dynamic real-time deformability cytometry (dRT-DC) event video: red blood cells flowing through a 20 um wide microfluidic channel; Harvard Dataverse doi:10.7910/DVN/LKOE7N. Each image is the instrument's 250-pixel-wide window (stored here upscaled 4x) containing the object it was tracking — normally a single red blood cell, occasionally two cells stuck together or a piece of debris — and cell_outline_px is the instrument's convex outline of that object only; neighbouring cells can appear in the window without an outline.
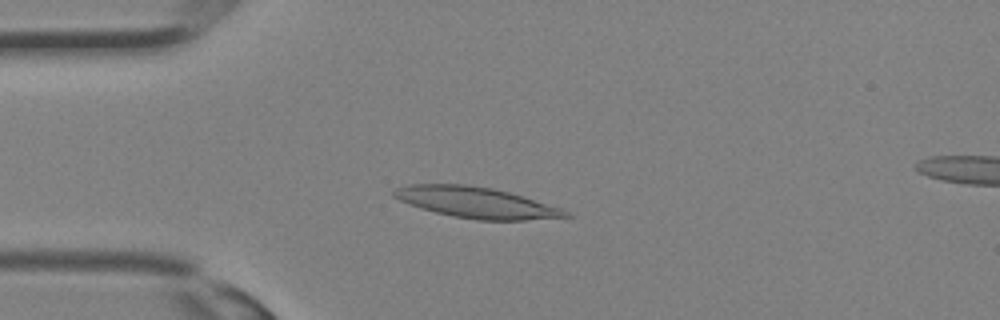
{"species": "Egyptian fruit bat (a non-hibernating species)", "species_latin": "Rousettus aegyptiacus", "temperature_condition": "room temperature", "stored_images_in_passage": 31, "camera_frame_rate_fps": 3000, "um_per_image_px": 0.085, "animal": {"sex": "female"}, "frame": {"image": 1, "passage_image": 7, "time_ms": 2.0, "image_size_px": [1000, 320], "cell_outline_px": [[572, 216], [524, 220], [476, 220], [452, 216], [420, 208], [408, 204], [392, 196], [392, 192], [396, 188], [408, 184], [464, 184], [492, 188], [524, 196], [560, 208], [568, 212]], "centroid_in_image_um": [40.43, 17.21], "position_along_channel_um": 44.6, "area_um2": 30.75}}
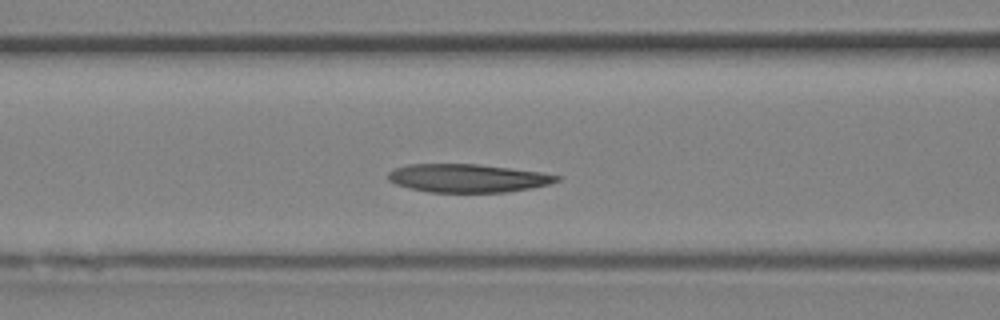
{"frame": {"image": 2, "passage_image": 12, "time_ms": 3.667, "image_size_px": [1000, 320], "cell_outline_px": [[564, 176], [560, 180], [548, 184], [532, 188], [504, 192], [428, 192], [408, 188], [396, 184], [388, 180], [388, 172], [392, 168], [408, 164], [476, 164], [540, 172]], "centroid_in_image_um": [39.73, 15.14], "position_along_channel_um": 126.9, "area_um2": 27.86}}
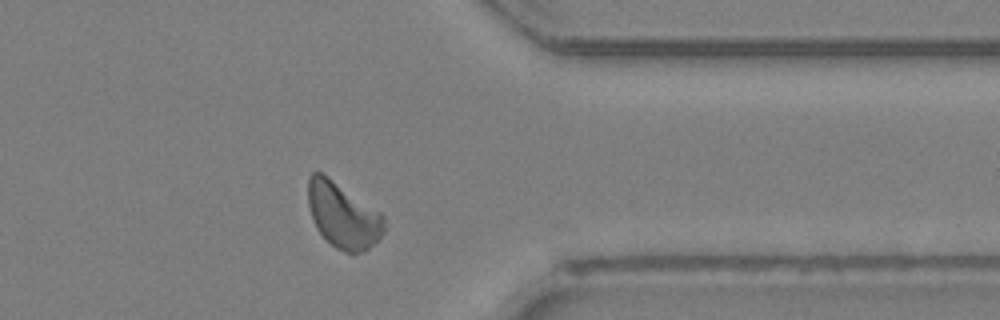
{"frame": {"image": 3, "passage_image": 25, "time_ms": 8.0, "image_size_px": [1000, 320], "cell_outline_px": [[384, 232], [364, 252], [344, 252], [336, 248], [316, 228], [308, 204], [308, 176], [312, 172], [320, 172], [328, 176], [380, 212], [384, 216]], "centroid_in_image_um": [29.14, 18.28], "position_along_channel_um": 382.3, "area_um2": 28.61}}